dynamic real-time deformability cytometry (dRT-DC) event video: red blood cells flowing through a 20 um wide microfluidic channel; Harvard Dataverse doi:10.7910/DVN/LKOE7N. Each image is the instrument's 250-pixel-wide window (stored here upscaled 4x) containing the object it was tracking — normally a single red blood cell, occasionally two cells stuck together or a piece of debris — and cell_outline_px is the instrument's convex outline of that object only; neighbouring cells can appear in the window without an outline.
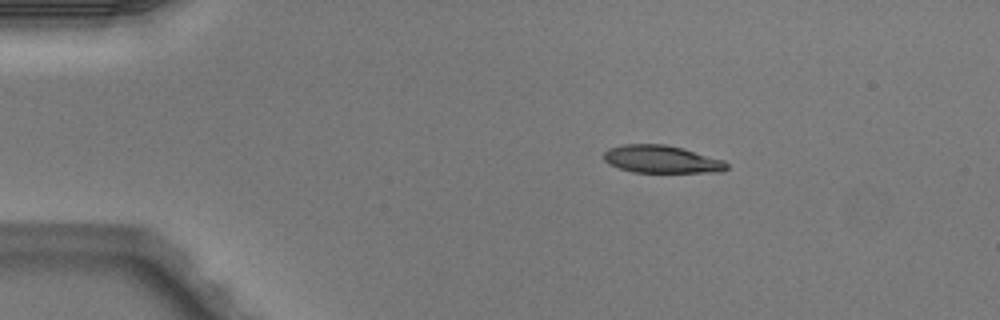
{"species": "Egyptian fruit bat (a non-hibernating species)", "species_latin": "Rousettus aegyptiacus", "temperature_condition": "warm", "stored_images_in_passage": 4, "camera_frame_rate_fps": 3000, "um_per_image_px": 0.085, "animal": {"sex": "male"}, "frame": {"image": 1, "passage_image": 2, "time_ms": 0.333, "image_size_px": [1000, 320], "cell_outline_px": [[728, 168], [724, 172], [632, 172], [608, 164], [604, 160], [604, 152], [608, 148], [624, 144], [664, 144], [684, 148], [724, 160], [728, 164]], "centroid_in_image_um": [56.25, 13.53], "position_along_channel_um": 28.8, "area_um2": 19.94}}
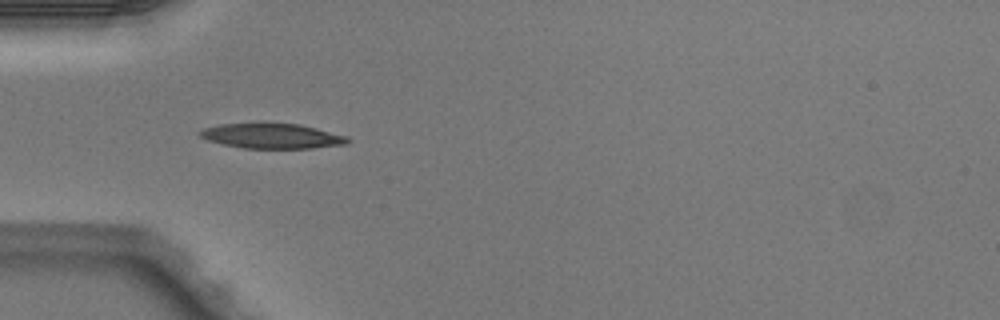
{"frame": {"image": 2, "passage_image": 4, "time_ms": 1.0, "image_size_px": [1000, 320], "cell_outline_px": [[352, 140], [348, 144], [312, 148], [244, 148], [224, 144], [208, 140], [200, 136], [196, 132], [204, 128], [220, 124], [300, 124], [348, 136]], "centroid_in_image_um": [23.16, 11.57], "position_along_channel_um": 61.8, "area_um2": 21.33}}